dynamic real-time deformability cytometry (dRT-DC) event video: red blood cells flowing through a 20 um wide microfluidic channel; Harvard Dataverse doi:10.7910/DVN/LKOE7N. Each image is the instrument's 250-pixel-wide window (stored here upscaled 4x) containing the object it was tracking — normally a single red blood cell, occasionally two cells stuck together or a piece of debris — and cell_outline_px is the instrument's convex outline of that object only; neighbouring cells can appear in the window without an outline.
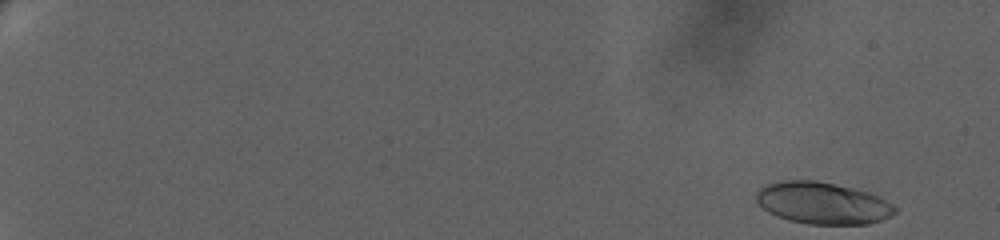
{"species": "human", "species_latin": "Homo sapiens", "temperature_condition": "warm", "stored_images_in_passage": 59, "camera_frame_rate_fps": 3000, "um_per_image_px": 0.085, "donor": {"sex": "female"}, "frame": {"image": 1, "passage_image": 2, "time_ms": 0.333, "image_size_px": [1000, 240], "cell_outline_px": [[896, 212], [880, 220], [868, 224], [808, 224], [788, 220], [764, 208], [756, 200], [756, 192], [760, 188], [768, 184], [780, 180], [816, 180], [836, 184], [868, 192], [880, 196], [892, 204], [896, 208]], "centroid_in_image_um": [69.94, 17.25], "position_along_channel_um": 15.1, "area_um2": 33.58}}
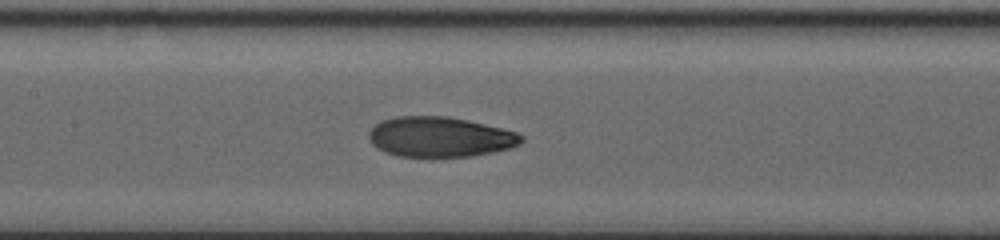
{"frame": {"image": 2, "passage_image": 34, "time_ms": 11.0, "image_size_px": [1000, 240], "cell_outline_px": [[524, 140], [520, 144], [512, 148], [472, 156], [400, 156], [384, 152], [372, 144], [368, 136], [368, 132], [380, 120], [396, 116], [448, 116], [468, 120], [516, 132], [524, 136]], "centroid_in_image_um": [37.39, 11.63], "position_along_channel_um": 170.0, "area_um2": 35.66}}
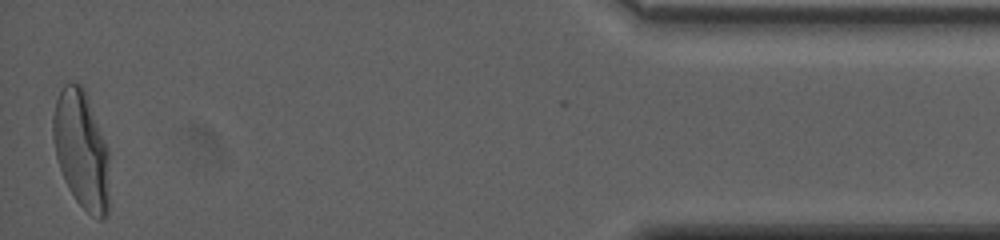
{"frame": {"image": 3, "passage_image": 59, "time_ms": 20.333, "image_size_px": [1000, 240], "cell_outline_px": [[108, 212], [100, 220], [96, 220], [76, 200], [64, 180], [56, 156], [52, 136], [52, 116], [56, 100], [64, 84], [80, 84], [84, 88], [104, 140], [108, 152]], "centroid_in_image_um": [6.9, 12.74], "position_along_channel_um": 428.3, "area_um2": 38.26}, "authors_computed_cell_mechanics": {"area_um2": 35.4892, "velocity_mm_per_s": 3.427, "shape_relaxation_time_tau1_ms": 5.6309, "shape_relaxation_time_tau2_ms": 0.8702, "deformation_change_tau1": 0.2292, "deformation_change_tau2": 0.0535}}